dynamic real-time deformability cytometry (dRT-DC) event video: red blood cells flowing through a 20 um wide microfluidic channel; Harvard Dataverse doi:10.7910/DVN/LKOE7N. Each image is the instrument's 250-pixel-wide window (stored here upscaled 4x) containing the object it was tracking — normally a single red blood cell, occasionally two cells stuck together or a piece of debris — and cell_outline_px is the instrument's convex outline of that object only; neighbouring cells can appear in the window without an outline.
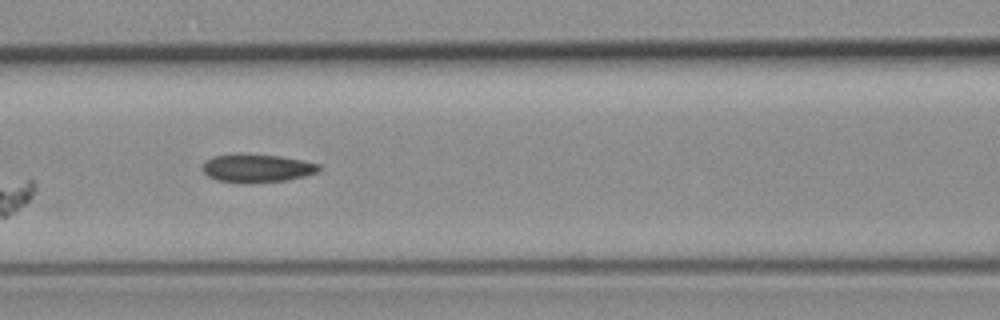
{"species": "common noctule bat (a hibernating species)", "species_latin": "Nyctalus noctula", "temperature_condition": "room temperature", "stored_images_in_passage": 6, "camera_frame_rate_fps": 3000, "um_per_image_px": 0.085, "animal": {"sex": "female", "body_mass_g": 19.3, "forearm_length_mm": 54.1}, "frame": {"image": 1, "passage_image": 5, "time_ms": 4.667, "image_size_px": [1000, 320], "cell_outline_px": [[320, 168], [316, 172], [304, 176], [284, 180], [216, 180], [208, 176], [204, 172], [204, 160], [212, 156], [280, 156], [320, 164]], "centroid_in_image_um": [21.87, 14.28], "position_along_channel_um": 144.7, "area_um2": 17.46}}